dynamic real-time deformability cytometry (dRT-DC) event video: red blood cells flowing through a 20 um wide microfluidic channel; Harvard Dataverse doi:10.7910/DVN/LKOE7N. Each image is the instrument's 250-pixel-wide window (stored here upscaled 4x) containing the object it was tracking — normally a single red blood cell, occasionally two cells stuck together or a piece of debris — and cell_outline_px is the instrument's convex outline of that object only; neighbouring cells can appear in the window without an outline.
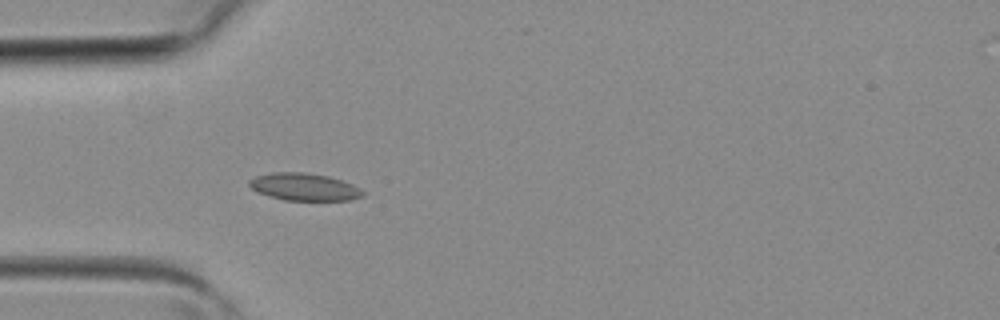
{"species": "common noctule bat (a hibernating species)", "species_latin": "Nyctalus noctula", "temperature_condition": "room temperature", "stored_images_in_passage": 4, "camera_frame_rate_fps": 3000, "um_per_image_px": 0.085, "animal": {"sex": "female", "body_mass_g": 19.3, "forearm_length_mm": 54.1}, "frame": {"image": 1, "passage_image": 4, "time_ms": 1.0, "image_size_px": [1000, 320], "cell_outline_px": [[364, 196], [352, 200], [284, 200], [268, 196], [256, 192], [248, 184], [248, 180], [256, 176], [272, 172], [304, 172], [328, 176], [352, 184], [360, 188], [364, 192]], "centroid_in_image_um": [25.84, 15.89], "position_along_channel_um": 59.2, "area_um2": 18.21}}